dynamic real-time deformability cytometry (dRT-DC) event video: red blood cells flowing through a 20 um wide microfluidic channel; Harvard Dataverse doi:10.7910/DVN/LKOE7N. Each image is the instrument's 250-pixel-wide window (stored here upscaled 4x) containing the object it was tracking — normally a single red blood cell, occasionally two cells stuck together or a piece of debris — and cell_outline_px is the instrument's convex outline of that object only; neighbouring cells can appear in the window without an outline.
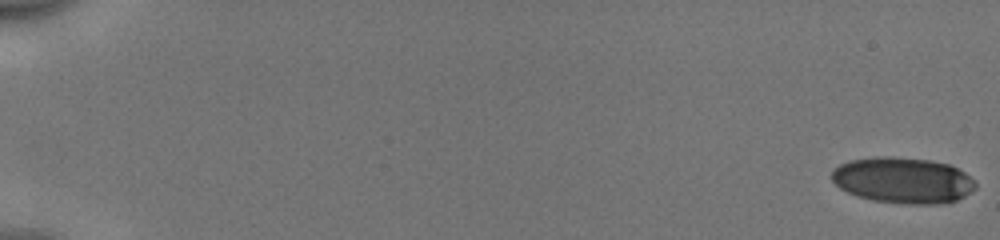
{"species": "human", "species_latin": "Homo sapiens", "temperature_condition": "cold", "stored_images_in_passage": 54, "camera_frame_rate_fps": 3000, "um_per_image_px": 0.085, "donor": {"sex": "male"}, "frame": {"image": 1, "passage_image": 1, "time_ms": 0.0, "image_size_px": [1000, 240], "cell_outline_px": [[976, 188], [964, 196], [956, 200], [940, 204], [900, 204], [872, 200], [856, 196], [840, 188], [832, 180], [832, 172], [840, 164], [848, 160], [876, 156], [892, 156], [928, 160], [948, 164], [964, 172], [976, 184]], "centroid_in_image_um": [76.72, 15.33], "position_along_channel_um": 8.3, "area_um2": 38.55}}
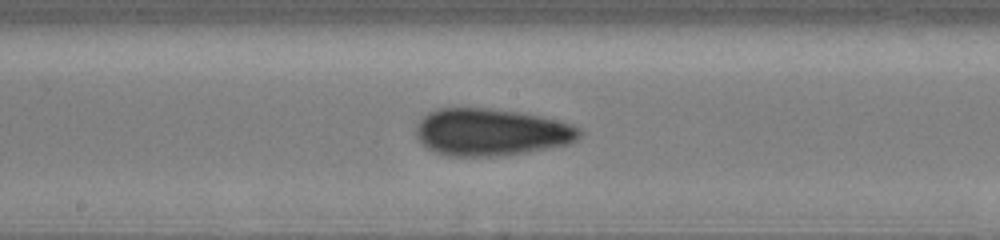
{"frame": {"image": 2, "passage_image": 31, "time_ms": 10.0, "image_size_px": [1000, 240], "cell_outline_px": [[584, 132], [576, 140], [568, 144], [524, 152], [496, 156], [448, 156], [436, 152], [428, 148], [416, 136], [416, 124], [428, 112], [436, 108], [492, 108], [520, 112], [540, 116], [572, 124], [580, 128]], "centroid_in_image_um": [41.74, 11.22], "position_along_channel_um": 206.5, "area_um2": 44.91}}
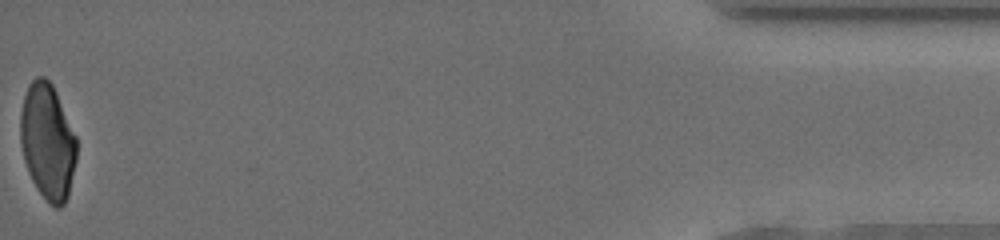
{"frame": {"image": 3, "passage_image": 54, "time_ms": 17.667, "image_size_px": [1000, 240], "cell_outline_px": [[76, 160], [68, 196], [64, 204], [60, 208], [56, 208], [36, 188], [28, 172], [24, 160], [20, 144], [20, 116], [24, 96], [28, 84], [36, 76], [44, 76], [52, 84], [56, 92], [76, 136]], "centroid_in_image_um": [4.03, 12.02], "position_along_channel_um": 431.2, "area_um2": 37.92}, "authors_computed_cell_mechanics": {"area_um2": 41.905, "velocity_mm_per_s": 3.9859, "shape_relaxation_time_tau1_ms": 5.213, "shape_relaxation_time_tau2_ms": 1.9161, "deformation_change_tau1": 0.1362, "deformation_change_tau2": 0.0906}}